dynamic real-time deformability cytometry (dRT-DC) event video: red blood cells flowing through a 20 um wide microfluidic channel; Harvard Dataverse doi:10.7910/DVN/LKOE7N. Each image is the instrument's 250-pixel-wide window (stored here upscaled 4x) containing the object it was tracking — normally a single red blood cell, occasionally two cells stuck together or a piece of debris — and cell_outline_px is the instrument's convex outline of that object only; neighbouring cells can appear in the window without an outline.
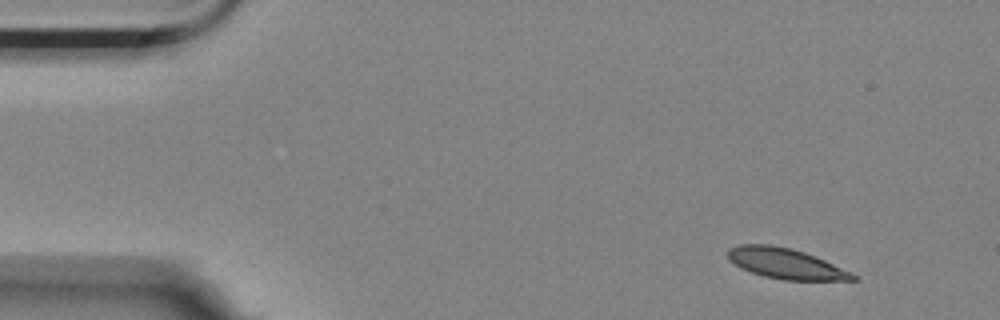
{"species": "Egyptian fruit bat (a non-hibernating species)", "species_latin": "Rousettus aegyptiacus", "temperature_condition": "room temperature", "stored_images_in_passage": 8, "camera_frame_rate_fps": 3000, "um_per_image_px": 0.085, "animal": {"sex": "female"}, "frame": {"image": 1, "passage_image": 1, "time_ms": 0.0, "image_size_px": [1000, 320], "cell_outline_px": [[860, 280], [784, 280], [764, 276], [740, 268], [728, 260], [728, 248], [740, 244], [768, 244], [792, 248], [816, 256], [852, 272]], "centroid_in_image_um": [66.78, 22.39], "position_along_channel_um": 18.2, "area_um2": 22.31}}